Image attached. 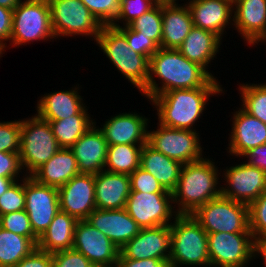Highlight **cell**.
<instances>
[{"label":"cell","instance_id":"1","mask_svg":"<svg viewBox=\"0 0 266 267\" xmlns=\"http://www.w3.org/2000/svg\"><path fill=\"white\" fill-rule=\"evenodd\" d=\"M160 79L158 86L155 77ZM203 86H222L204 67L189 61L177 49L159 48L150 58L149 78L141 91L147 99L174 89H192Z\"/></svg>","mask_w":266,"mask_h":267},{"label":"cell","instance_id":"2","mask_svg":"<svg viewBox=\"0 0 266 267\" xmlns=\"http://www.w3.org/2000/svg\"><path fill=\"white\" fill-rule=\"evenodd\" d=\"M214 163L202 158L182 166L176 188L171 192L173 202L179 208L178 215H192L199 207L221 195V187H217L218 169Z\"/></svg>","mask_w":266,"mask_h":267},{"label":"cell","instance_id":"3","mask_svg":"<svg viewBox=\"0 0 266 267\" xmlns=\"http://www.w3.org/2000/svg\"><path fill=\"white\" fill-rule=\"evenodd\" d=\"M220 86H203L192 89H174L154 96L159 124L174 129H193V124L206 109L210 95L222 93ZM192 127V128H191Z\"/></svg>","mask_w":266,"mask_h":267},{"label":"cell","instance_id":"4","mask_svg":"<svg viewBox=\"0 0 266 267\" xmlns=\"http://www.w3.org/2000/svg\"><path fill=\"white\" fill-rule=\"evenodd\" d=\"M170 225L171 267L181 265L211 267L208 248V234L192 215H178Z\"/></svg>","mask_w":266,"mask_h":267},{"label":"cell","instance_id":"5","mask_svg":"<svg viewBox=\"0 0 266 267\" xmlns=\"http://www.w3.org/2000/svg\"><path fill=\"white\" fill-rule=\"evenodd\" d=\"M95 41L117 70L139 91L146 87L150 60L130 49L126 37L117 28L103 25Z\"/></svg>","mask_w":266,"mask_h":267},{"label":"cell","instance_id":"6","mask_svg":"<svg viewBox=\"0 0 266 267\" xmlns=\"http://www.w3.org/2000/svg\"><path fill=\"white\" fill-rule=\"evenodd\" d=\"M20 163L31 176L60 149L48 121L35 116L21 120Z\"/></svg>","mask_w":266,"mask_h":267},{"label":"cell","instance_id":"7","mask_svg":"<svg viewBox=\"0 0 266 267\" xmlns=\"http://www.w3.org/2000/svg\"><path fill=\"white\" fill-rule=\"evenodd\" d=\"M193 218L209 233H251L249 207L222 195L199 207Z\"/></svg>","mask_w":266,"mask_h":267},{"label":"cell","instance_id":"8","mask_svg":"<svg viewBox=\"0 0 266 267\" xmlns=\"http://www.w3.org/2000/svg\"><path fill=\"white\" fill-rule=\"evenodd\" d=\"M55 39L50 17L48 0H24L13 10L12 33L13 46L30 41Z\"/></svg>","mask_w":266,"mask_h":267},{"label":"cell","instance_id":"9","mask_svg":"<svg viewBox=\"0 0 266 267\" xmlns=\"http://www.w3.org/2000/svg\"><path fill=\"white\" fill-rule=\"evenodd\" d=\"M48 5L55 37L99 36L103 25L81 0H48Z\"/></svg>","mask_w":266,"mask_h":267},{"label":"cell","instance_id":"10","mask_svg":"<svg viewBox=\"0 0 266 267\" xmlns=\"http://www.w3.org/2000/svg\"><path fill=\"white\" fill-rule=\"evenodd\" d=\"M156 131H148L147 143L167 157L186 164L202 159L199 133L195 129H174L158 123Z\"/></svg>","mask_w":266,"mask_h":267},{"label":"cell","instance_id":"11","mask_svg":"<svg viewBox=\"0 0 266 267\" xmlns=\"http://www.w3.org/2000/svg\"><path fill=\"white\" fill-rule=\"evenodd\" d=\"M171 203V204H170ZM171 192L144 193L130 191L125 210L142 228L171 225L172 216H178L173 210ZM175 213V214H174Z\"/></svg>","mask_w":266,"mask_h":267},{"label":"cell","instance_id":"12","mask_svg":"<svg viewBox=\"0 0 266 267\" xmlns=\"http://www.w3.org/2000/svg\"><path fill=\"white\" fill-rule=\"evenodd\" d=\"M253 239L252 233H209L211 266L246 267L253 260Z\"/></svg>","mask_w":266,"mask_h":267},{"label":"cell","instance_id":"13","mask_svg":"<svg viewBox=\"0 0 266 267\" xmlns=\"http://www.w3.org/2000/svg\"><path fill=\"white\" fill-rule=\"evenodd\" d=\"M60 210L58 188L38 183L25 174V211L37 238Z\"/></svg>","mask_w":266,"mask_h":267},{"label":"cell","instance_id":"14","mask_svg":"<svg viewBox=\"0 0 266 267\" xmlns=\"http://www.w3.org/2000/svg\"><path fill=\"white\" fill-rule=\"evenodd\" d=\"M226 185L221 187V195L236 202L250 205L266 191V172L247 163L226 168Z\"/></svg>","mask_w":266,"mask_h":267},{"label":"cell","instance_id":"15","mask_svg":"<svg viewBox=\"0 0 266 267\" xmlns=\"http://www.w3.org/2000/svg\"><path fill=\"white\" fill-rule=\"evenodd\" d=\"M60 211L77 220H86L97 208L95 201V175L79 173L58 188Z\"/></svg>","mask_w":266,"mask_h":267},{"label":"cell","instance_id":"16","mask_svg":"<svg viewBox=\"0 0 266 267\" xmlns=\"http://www.w3.org/2000/svg\"><path fill=\"white\" fill-rule=\"evenodd\" d=\"M118 258L169 260L171 254L170 225L142 228L121 249Z\"/></svg>","mask_w":266,"mask_h":267},{"label":"cell","instance_id":"17","mask_svg":"<svg viewBox=\"0 0 266 267\" xmlns=\"http://www.w3.org/2000/svg\"><path fill=\"white\" fill-rule=\"evenodd\" d=\"M72 248L82 253L91 263L105 266L118 263L119 248L86 220H78Z\"/></svg>","mask_w":266,"mask_h":267},{"label":"cell","instance_id":"18","mask_svg":"<svg viewBox=\"0 0 266 267\" xmlns=\"http://www.w3.org/2000/svg\"><path fill=\"white\" fill-rule=\"evenodd\" d=\"M147 124L148 119L138 113H120L108 119L99 129L107 145H144L148 137Z\"/></svg>","mask_w":266,"mask_h":267},{"label":"cell","instance_id":"19","mask_svg":"<svg viewBox=\"0 0 266 267\" xmlns=\"http://www.w3.org/2000/svg\"><path fill=\"white\" fill-rule=\"evenodd\" d=\"M86 221L105 234L119 249L141 229L125 208L112 210L96 208Z\"/></svg>","mask_w":266,"mask_h":267},{"label":"cell","instance_id":"20","mask_svg":"<svg viewBox=\"0 0 266 267\" xmlns=\"http://www.w3.org/2000/svg\"><path fill=\"white\" fill-rule=\"evenodd\" d=\"M233 115V127L228 147L231 155L243 157L250 149L266 143L265 123L242 108Z\"/></svg>","mask_w":266,"mask_h":267},{"label":"cell","instance_id":"21","mask_svg":"<svg viewBox=\"0 0 266 267\" xmlns=\"http://www.w3.org/2000/svg\"><path fill=\"white\" fill-rule=\"evenodd\" d=\"M95 125L70 148L77 160L79 173L96 175L105 169L108 145L103 133Z\"/></svg>","mask_w":266,"mask_h":267},{"label":"cell","instance_id":"22","mask_svg":"<svg viewBox=\"0 0 266 267\" xmlns=\"http://www.w3.org/2000/svg\"><path fill=\"white\" fill-rule=\"evenodd\" d=\"M187 6L193 26L211 31L222 39L221 35L234 13L233 0H190Z\"/></svg>","mask_w":266,"mask_h":267},{"label":"cell","instance_id":"23","mask_svg":"<svg viewBox=\"0 0 266 267\" xmlns=\"http://www.w3.org/2000/svg\"><path fill=\"white\" fill-rule=\"evenodd\" d=\"M130 176L106 170L95 175L96 207L102 210L125 208L130 195Z\"/></svg>","mask_w":266,"mask_h":267},{"label":"cell","instance_id":"24","mask_svg":"<svg viewBox=\"0 0 266 267\" xmlns=\"http://www.w3.org/2000/svg\"><path fill=\"white\" fill-rule=\"evenodd\" d=\"M233 22L250 45L266 30V0H233Z\"/></svg>","mask_w":266,"mask_h":267},{"label":"cell","instance_id":"25","mask_svg":"<svg viewBox=\"0 0 266 267\" xmlns=\"http://www.w3.org/2000/svg\"><path fill=\"white\" fill-rule=\"evenodd\" d=\"M193 27L187 4H162L161 48L177 49Z\"/></svg>","mask_w":266,"mask_h":267},{"label":"cell","instance_id":"26","mask_svg":"<svg viewBox=\"0 0 266 267\" xmlns=\"http://www.w3.org/2000/svg\"><path fill=\"white\" fill-rule=\"evenodd\" d=\"M79 174L77 160L70 148H60L31 177L38 183L59 188Z\"/></svg>","mask_w":266,"mask_h":267},{"label":"cell","instance_id":"27","mask_svg":"<svg viewBox=\"0 0 266 267\" xmlns=\"http://www.w3.org/2000/svg\"><path fill=\"white\" fill-rule=\"evenodd\" d=\"M77 90L75 87L44 94L38 101L36 115L45 121H57L79 114L86 106Z\"/></svg>","mask_w":266,"mask_h":267},{"label":"cell","instance_id":"28","mask_svg":"<svg viewBox=\"0 0 266 267\" xmlns=\"http://www.w3.org/2000/svg\"><path fill=\"white\" fill-rule=\"evenodd\" d=\"M221 38L215 33L193 26L177 50L189 61L198 63L207 70L211 59L219 52Z\"/></svg>","mask_w":266,"mask_h":267},{"label":"cell","instance_id":"29","mask_svg":"<svg viewBox=\"0 0 266 267\" xmlns=\"http://www.w3.org/2000/svg\"><path fill=\"white\" fill-rule=\"evenodd\" d=\"M182 166L148 143L142 146L140 167L152 174L165 190L172 192L176 188Z\"/></svg>","mask_w":266,"mask_h":267},{"label":"cell","instance_id":"30","mask_svg":"<svg viewBox=\"0 0 266 267\" xmlns=\"http://www.w3.org/2000/svg\"><path fill=\"white\" fill-rule=\"evenodd\" d=\"M78 220L58 211L46 231L38 238L37 248L48 253L72 249Z\"/></svg>","mask_w":266,"mask_h":267},{"label":"cell","instance_id":"31","mask_svg":"<svg viewBox=\"0 0 266 267\" xmlns=\"http://www.w3.org/2000/svg\"><path fill=\"white\" fill-rule=\"evenodd\" d=\"M87 113L85 107L77 115L62 120L48 121L60 148H71L96 123Z\"/></svg>","mask_w":266,"mask_h":267},{"label":"cell","instance_id":"32","mask_svg":"<svg viewBox=\"0 0 266 267\" xmlns=\"http://www.w3.org/2000/svg\"><path fill=\"white\" fill-rule=\"evenodd\" d=\"M36 247L37 245L30 238L0 227V267L17 265Z\"/></svg>","mask_w":266,"mask_h":267},{"label":"cell","instance_id":"33","mask_svg":"<svg viewBox=\"0 0 266 267\" xmlns=\"http://www.w3.org/2000/svg\"><path fill=\"white\" fill-rule=\"evenodd\" d=\"M142 146L129 144L108 145L104 170L130 175L140 166Z\"/></svg>","mask_w":266,"mask_h":267},{"label":"cell","instance_id":"34","mask_svg":"<svg viewBox=\"0 0 266 267\" xmlns=\"http://www.w3.org/2000/svg\"><path fill=\"white\" fill-rule=\"evenodd\" d=\"M242 109L266 124V84H244L239 86Z\"/></svg>","mask_w":266,"mask_h":267},{"label":"cell","instance_id":"35","mask_svg":"<svg viewBox=\"0 0 266 267\" xmlns=\"http://www.w3.org/2000/svg\"><path fill=\"white\" fill-rule=\"evenodd\" d=\"M145 37H150L160 48L162 40V4H156L152 9L133 20L129 25Z\"/></svg>","mask_w":266,"mask_h":267},{"label":"cell","instance_id":"36","mask_svg":"<svg viewBox=\"0 0 266 267\" xmlns=\"http://www.w3.org/2000/svg\"><path fill=\"white\" fill-rule=\"evenodd\" d=\"M0 227L7 231L30 238L36 245L38 238L35 236L29 216L25 210L0 215Z\"/></svg>","mask_w":266,"mask_h":267},{"label":"cell","instance_id":"37","mask_svg":"<svg viewBox=\"0 0 266 267\" xmlns=\"http://www.w3.org/2000/svg\"><path fill=\"white\" fill-rule=\"evenodd\" d=\"M117 28L127 39V42L134 52L146 56L149 60L160 48L150 37L141 35L140 32L134 31L129 26L122 27L118 23L110 24Z\"/></svg>","mask_w":266,"mask_h":267},{"label":"cell","instance_id":"38","mask_svg":"<svg viewBox=\"0 0 266 267\" xmlns=\"http://www.w3.org/2000/svg\"><path fill=\"white\" fill-rule=\"evenodd\" d=\"M248 207L249 228L253 238H266V191Z\"/></svg>","mask_w":266,"mask_h":267},{"label":"cell","instance_id":"39","mask_svg":"<svg viewBox=\"0 0 266 267\" xmlns=\"http://www.w3.org/2000/svg\"><path fill=\"white\" fill-rule=\"evenodd\" d=\"M22 182L15 181L0 196V215L25 210V177Z\"/></svg>","mask_w":266,"mask_h":267},{"label":"cell","instance_id":"40","mask_svg":"<svg viewBox=\"0 0 266 267\" xmlns=\"http://www.w3.org/2000/svg\"><path fill=\"white\" fill-rule=\"evenodd\" d=\"M157 3L154 0H120L119 11L116 19L111 23L125 21L128 26L133 20L152 9Z\"/></svg>","mask_w":266,"mask_h":267},{"label":"cell","instance_id":"41","mask_svg":"<svg viewBox=\"0 0 266 267\" xmlns=\"http://www.w3.org/2000/svg\"><path fill=\"white\" fill-rule=\"evenodd\" d=\"M21 121L0 122V152L20 153Z\"/></svg>","mask_w":266,"mask_h":267},{"label":"cell","instance_id":"42","mask_svg":"<svg viewBox=\"0 0 266 267\" xmlns=\"http://www.w3.org/2000/svg\"><path fill=\"white\" fill-rule=\"evenodd\" d=\"M102 25H110L119 11L120 0H81Z\"/></svg>","mask_w":266,"mask_h":267},{"label":"cell","instance_id":"43","mask_svg":"<svg viewBox=\"0 0 266 267\" xmlns=\"http://www.w3.org/2000/svg\"><path fill=\"white\" fill-rule=\"evenodd\" d=\"M131 191L155 193L169 192L158 182V180L149 172L140 166L130 175Z\"/></svg>","mask_w":266,"mask_h":267},{"label":"cell","instance_id":"44","mask_svg":"<svg viewBox=\"0 0 266 267\" xmlns=\"http://www.w3.org/2000/svg\"><path fill=\"white\" fill-rule=\"evenodd\" d=\"M53 267H87L91 262L80 252L72 249L52 253Z\"/></svg>","mask_w":266,"mask_h":267},{"label":"cell","instance_id":"45","mask_svg":"<svg viewBox=\"0 0 266 267\" xmlns=\"http://www.w3.org/2000/svg\"><path fill=\"white\" fill-rule=\"evenodd\" d=\"M21 170L19 153L0 152V177L17 178Z\"/></svg>","mask_w":266,"mask_h":267},{"label":"cell","instance_id":"46","mask_svg":"<svg viewBox=\"0 0 266 267\" xmlns=\"http://www.w3.org/2000/svg\"><path fill=\"white\" fill-rule=\"evenodd\" d=\"M12 267H53L52 253L36 247L28 256Z\"/></svg>","mask_w":266,"mask_h":267},{"label":"cell","instance_id":"47","mask_svg":"<svg viewBox=\"0 0 266 267\" xmlns=\"http://www.w3.org/2000/svg\"><path fill=\"white\" fill-rule=\"evenodd\" d=\"M12 20H13V10L0 6V57L3 54L4 48H6V42L10 41V36L12 33Z\"/></svg>","mask_w":266,"mask_h":267},{"label":"cell","instance_id":"48","mask_svg":"<svg viewBox=\"0 0 266 267\" xmlns=\"http://www.w3.org/2000/svg\"><path fill=\"white\" fill-rule=\"evenodd\" d=\"M121 267H171L169 260L118 258Z\"/></svg>","mask_w":266,"mask_h":267},{"label":"cell","instance_id":"49","mask_svg":"<svg viewBox=\"0 0 266 267\" xmlns=\"http://www.w3.org/2000/svg\"><path fill=\"white\" fill-rule=\"evenodd\" d=\"M243 156L249 159L248 165L266 172V143L250 149Z\"/></svg>","mask_w":266,"mask_h":267},{"label":"cell","instance_id":"50","mask_svg":"<svg viewBox=\"0 0 266 267\" xmlns=\"http://www.w3.org/2000/svg\"><path fill=\"white\" fill-rule=\"evenodd\" d=\"M257 253L264 259V264L266 267V238L253 239V258L258 255Z\"/></svg>","mask_w":266,"mask_h":267},{"label":"cell","instance_id":"51","mask_svg":"<svg viewBox=\"0 0 266 267\" xmlns=\"http://www.w3.org/2000/svg\"><path fill=\"white\" fill-rule=\"evenodd\" d=\"M17 178L0 177V196L15 182Z\"/></svg>","mask_w":266,"mask_h":267},{"label":"cell","instance_id":"52","mask_svg":"<svg viewBox=\"0 0 266 267\" xmlns=\"http://www.w3.org/2000/svg\"><path fill=\"white\" fill-rule=\"evenodd\" d=\"M20 2L21 0H0V6L14 10Z\"/></svg>","mask_w":266,"mask_h":267},{"label":"cell","instance_id":"53","mask_svg":"<svg viewBox=\"0 0 266 267\" xmlns=\"http://www.w3.org/2000/svg\"><path fill=\"white\" fill-rule=\"evenodd\" d=\"M260 41H266V30L256 39V41L252 45H255V43L258 44Z\"/></svg>","mask_w":266,"mask_h":267},{"label":"cell","instance_id":"54","mask_svg":"<svg viewBox=\"0 0 266 267\" xmlns=\"http://www.w3.org/2000/svg\"><path fill=\"white\" fill-rule=\"evenodd\" d=\"M157 4H173V0H154Z\"/></svg>","mask_w":266,"mask_h":267},{"label":"cell","instance_id":"55","mask_svg":"<svg viewBox=\"0 0 266 267\" xmlns=\"http://www.w3.org/2000/svg\"><path fill=\"white\" fill-rule=\"evenodd\" d=\"M87 267H104L102 264L90 263Z\"/></svg>","mask_w":266,"mask_h":267},{"label":"cell","instance_id":"56","mask_svg":"<svg viewBox=\"0 0 266 267\" xmlns=\"http://www.w3.org/2000/svg\"><path fill=\"white\" fill-rule=\"evenodd\" d=\"M104 267H121V265L119 263H116L113 265H107V266L104 265Z\"/></svg>","mask_w":266,"mask_h":267}]
</instances>
